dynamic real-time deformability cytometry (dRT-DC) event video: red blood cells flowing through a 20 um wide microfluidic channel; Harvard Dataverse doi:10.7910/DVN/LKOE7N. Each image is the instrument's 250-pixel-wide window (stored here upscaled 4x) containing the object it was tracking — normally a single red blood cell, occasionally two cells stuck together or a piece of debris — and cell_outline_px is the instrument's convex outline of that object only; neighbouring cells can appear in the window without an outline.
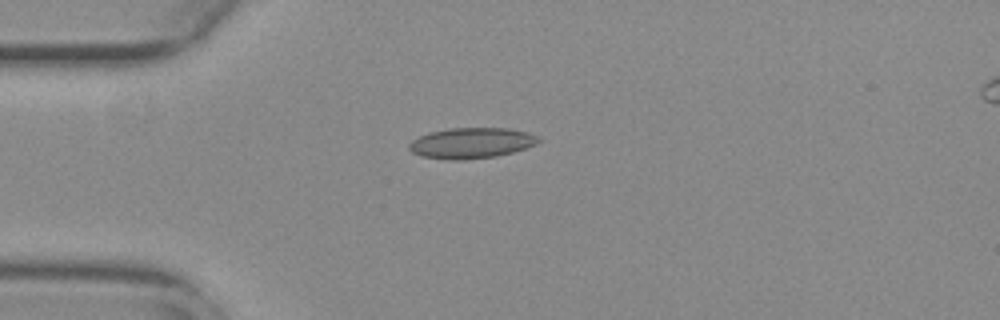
{"species": "common noctule bat (a hibernating species)", "species_latin": "Nyctalus noctula", "temperature_condition": "warm", "stored_images_in_passage": 41, "camera_frame_rate_fps": 3000, "um_per_image_px": 0.085, "animal": {"sex": "female", "body_mass_g": 29.2, "forearm_length_mm": 56.3}, "frame": {"image": 1, "passage_image": 1, "time_ms": 0.0, "image_size_px": [1000, 320], "cell_outline_px": [[540, 140], [536, 144], [512, 152], [496, 156], [460, 160], [444, 160], [420, 156], [412, 152], [408, 148], [408, 144], [412, 140], [428, 132], [448, 128], [508, 128], [528, 132], [536, 136]], "centroid_in_image_um": [40.01, 12.16], "position_along_channel_um": 45.0, "area_um2": 23.18}}
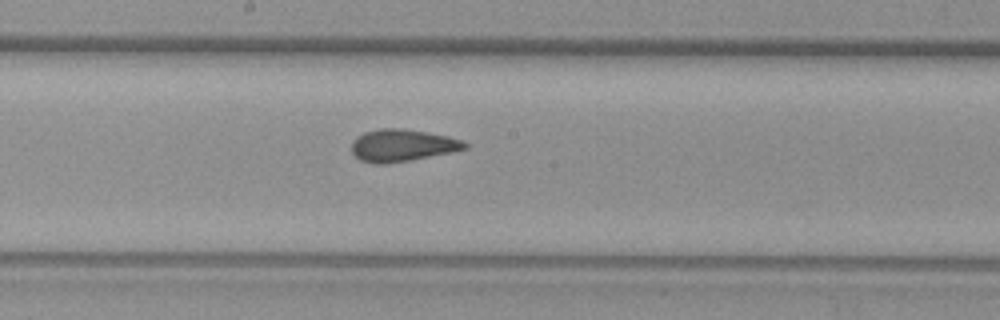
{"frame": {"image": 2, "passage_image": 16, "time_ms": 5.0, "image_size_px": [1000, 320], "cell_outline_px": [[468, 148], [452, 152], [388, 164], [372, 164], [360, 160], [352, 152], [352, 140], [356, 136], [364, 132], [380, 128], [404, 128], [428, 132], [448, 136], [464, 140], [468, 144]], "centroid_in_image_um": [34.19, 12.35], "position_along_channel_um": 214.0, "area_um2": 21.5}}
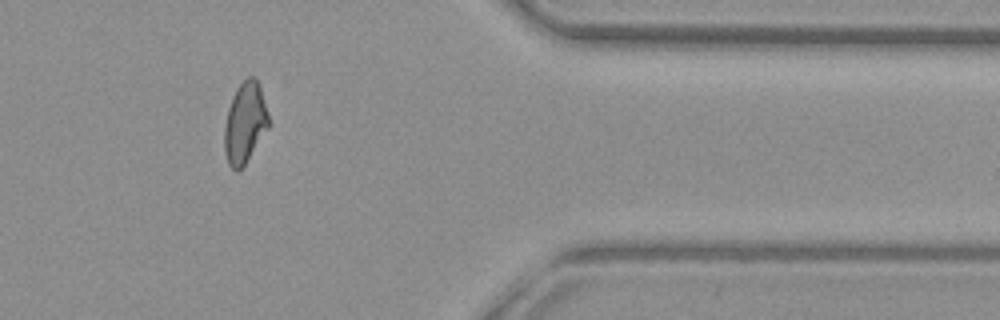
{"frame": {"image": 3, "passage_image": 32, "time_ms": 10.333, "image_size_px": [1000, 320], "cell_outline_px": [[268, 128], [244, 164], [236, 172], [228, 164], [224, 152], [224, 128], [228, 108], [232, 96], [236, 88], [248, 76], [252, 76], [256, 80], [260, 88], [268, 116]], "centroid_in_image_um": [20.78, 10.45], "position_along_channel_um": 390.6, "area_um2": 20.4}, "authors_computed_cell_mechanics": {"area_um2": 21.097, "velocity_mm_per_s": 3.755, "shape_relaxation_time_tau1_ms": null, "shape_relaxation_time_tau2_ms": 1.421, "deformation_change_tau1": null, "deformation_change_tau2": 0.0801}}